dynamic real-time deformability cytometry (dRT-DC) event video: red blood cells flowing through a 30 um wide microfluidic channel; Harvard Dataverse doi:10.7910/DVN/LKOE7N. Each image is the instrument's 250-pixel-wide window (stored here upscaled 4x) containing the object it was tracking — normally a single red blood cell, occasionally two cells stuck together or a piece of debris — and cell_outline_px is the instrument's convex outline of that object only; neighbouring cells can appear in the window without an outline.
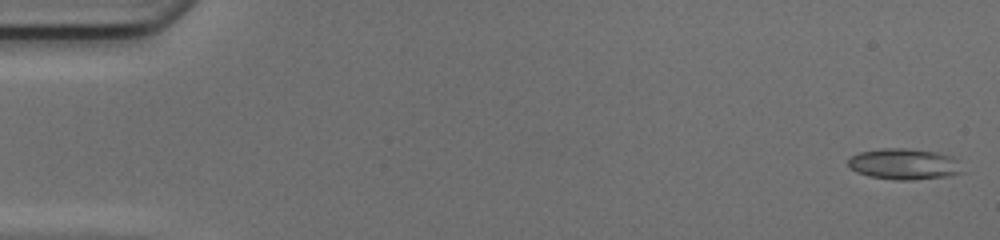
{"species": "common noctule bat (a hibernating species)", "species_latin": "Nyctalus noctula", "temperature_condition": "cold", "stored_images_in_passage": 49, "camera_frame_rate_fps": 3000, "um_per_image_px": 0.085, "animal": {"sex": "female", "body_mass_g": 17.0, "forearm_length_mm": 48.0}, "frame": {"image": 1, "passage_image": 1, "time_ms": 0.0, "image_size_px": [1000, 240], "cell_outline_px": [[964, 172], [948, 176], [912, 180], [896, 180], [868, 176], [856, 172], [848, 164], [848, 160], [852, 156], [860, 152], [880, 148], [904, 148], [936, 152], [952, 156], [956, 160]], "centroid_in_image_um": [76.85, 13.95], "position_along_channel_um": 8.2, "area_um2": 20.58}}
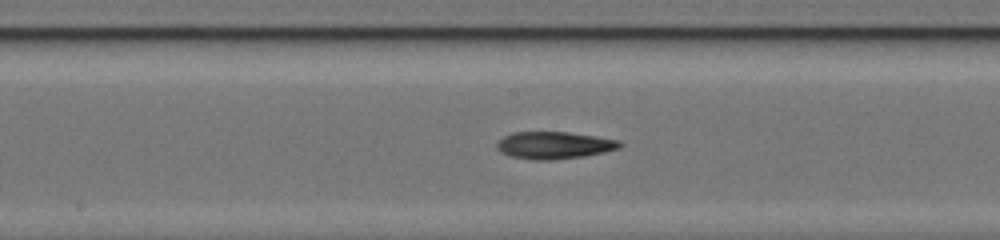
{"frame": {"image": 2, "passage_image": 26, "time_ms": 8.333, "image_size_px": [1000, 240], "cell_outline_px": [[624, 144], [620, 148], [604, 152], [584, 156], [552, 160], [532, 160], [512, 156], [500, 152], [496, 148], [496, 140], [512, 132], [568, 132], [620, 140]], "centroid_in_image_um": [47.08, 12.34], "position_along_channel_um": 201.1, "area_um2": 19.65}}
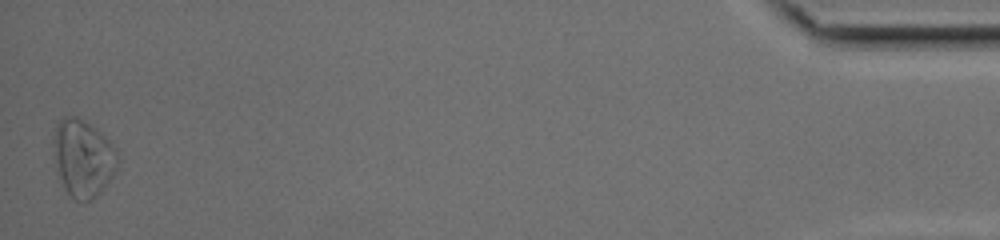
{"frame": {"image": 3, "passage_image": 49, "time_ms": 16.0, "image_size_px": [1000, 240], "cell_outline_px": [[120, 160], [112, 176], [100, 192], [92, 200], [76, 200], [64, 188], [60, 176], [52, 144], [56, 124], [64, 116], [76, 116], [84, 120], [100, 132], [108, 140], [116, 152]], "centroid_in_image_um": [7.06, 13.41], "position_along_channel_um": 428.1, "area_um2": 28.38}}